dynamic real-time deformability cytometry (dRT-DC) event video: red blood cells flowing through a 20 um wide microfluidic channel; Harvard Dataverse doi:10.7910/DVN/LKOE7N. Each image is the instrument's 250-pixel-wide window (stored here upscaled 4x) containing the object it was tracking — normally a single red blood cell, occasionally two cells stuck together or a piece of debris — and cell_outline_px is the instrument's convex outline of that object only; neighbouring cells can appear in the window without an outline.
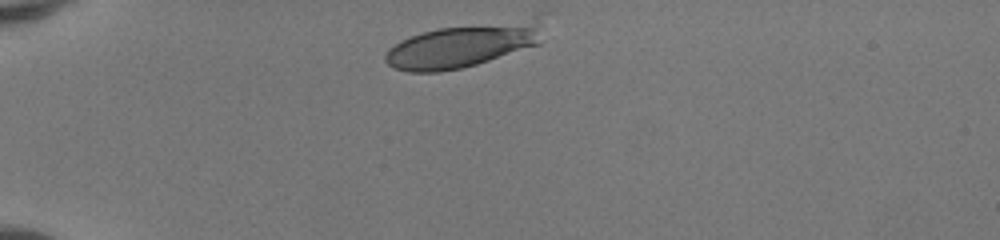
{"species": "human", "species_latin": "Homo sapiens", "temperature_condition": "room temperature", "stored_images_in_passage": 8, "camera_frame_rate_fps": 3000, "um_per_image_px": 0.085, "donor": {"sex": "female"}, "frame": {"image": 1, "passage_image": 1, "time_ms": 0.0, "image_size_px": [1000, 240], "cell_outline_px": [[552, 12], [544, 40], [540, 44], [476, 64], [460, 68], [440, 72], [408, 72], [392, 68], [384, 60], [384, 56], [388, 48], [400, 40], [424, 32], [440, 28], [540, 12]], "centroid_in_image_um": [39.74, 3.7], "position_along_channel_um": 45.3, "area_um2": 43.35}}
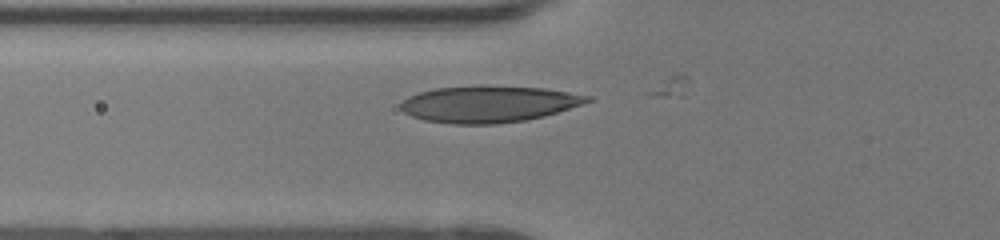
{"frame": {"image": 2, "passage_image": 7, "time_ms": 2.0, "image_size_px": [1000, 240], "cell_outline_px": [[596, 100], [584, 104], [544, 116], [524, 120], [496, 124], [452, 124], [424, 120], [412, 116], [404, 112], [400, 108], [400, 104], [408, 96], [420, 92], [436, 88], [480, 84], [484, 84], [544, 88], [592, 96]], "centroid_in_image_um": [41.57, 8.82], "position_along_channel_um": 84.2, "area_um2": 40.34}}